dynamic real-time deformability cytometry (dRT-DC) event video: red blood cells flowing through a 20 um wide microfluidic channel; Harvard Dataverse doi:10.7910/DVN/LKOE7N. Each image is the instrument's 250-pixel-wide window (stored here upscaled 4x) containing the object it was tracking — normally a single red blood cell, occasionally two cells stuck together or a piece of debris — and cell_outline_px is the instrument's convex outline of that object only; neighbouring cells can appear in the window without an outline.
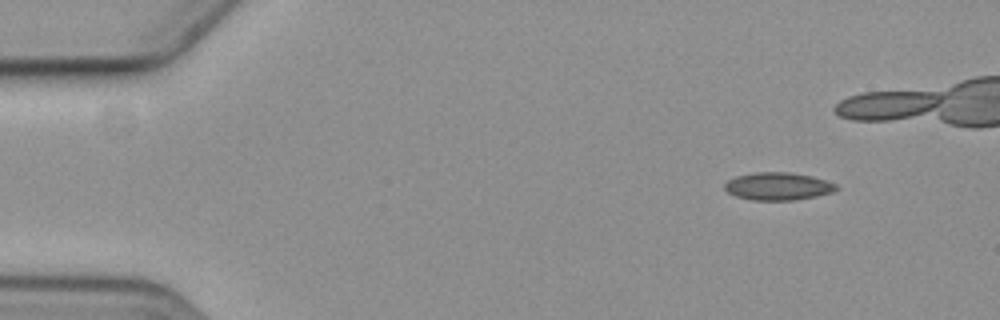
{"species": "common noctule bat (a hibernating species)", "species_latin": "Nyctalus noctula", "temperature_condition": "cold", "stored_images_in_passage": 5, "camera_frame_rate_fps": 3000, "um_per_image_px": 0.085, "animal": {"sex": "female", "body_mass_g": 19.3, "forearm_length_mm": 54.1}, "frame": {"image": 1, "passage_image": 1, "time_ms": 0.0, "image_size_px": [1000, 320], "cell_outline_px": [[840, 188], [832, 192], [816, 196], [796, 200], [752, 200], [736, 196], [728, 192], [724, 188], [724, 184], [728, 180], [736, 176], [756, 172], [788, 172], [812, 176], [836, 184]], "centroid_in_image_um": [66.13, 15.83], "position_along_channel_um": 18.9, "area_um2": 17.98}}